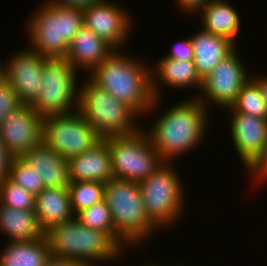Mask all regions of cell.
<instances>
[{
	"label": "cell",
	"mask_w": 267,
	"mask_h": 266,
	"mask_svg": "<svg viewBox=\"0 0 267 266\" xmlns=\"http://www.w3.org/2000/svg\"><path fill=\"white\" fill-rule=\"evenodd\" d=\"M177 5L183 9L185 13L195 14L199 13L198 10L205 6L210 0H176Z\"/></svg>",
	"instance_id": "34"
},
{
	"label": "cell",
	"mask_w": 267,
	"mask_h": 266,
	"mask_svg": "<svg viewBox=\"0 0 267 266\" xmlns=\"http://www.w3.org/2000/svg\"><path fill=\"white\" fill-rule=\"evenodd\" d=\"M88 79L78 88L77 110L102 138L133 134L141 128L135 123L139 115L131 107Z\"/></svg>",
	"instance_id": "6"
},
{
	"label": "cell",
	"mask_w": 267,
	"mask_h": 266,
	"mask_svg": "<svg viewBox=\"0 0 267 266\" xmlns=\"http://www.w3.org/2000/svg\"><path fill=\"white\" fill-rule=\"evenodd\" d=\"M0 254V266H45L51 257L45 237L35 241H7Z\"/></svg>",
	"instance_id": "24"
},
{
	"label": "cell",
	"mask_w": 267,
	"mask_h": 266,
	"mask_svg": "<svg viewBox=\"0 0 267 266\" xmlns=\"http://www.w3.org/2000/svg\"><path fill=\"white\" fill-rule=\"evenodd\" d=\"M43 118L31 105H23L0 124V139L13 157H22L41 143Z\"/></svg>",
	"instance_id": "13"
},
{
	"label": "cell",
	"mask_w": 267,
	"mask_h": 266,
	"mask_svg": "<svg viewBox=\"0 0 267 266\" xmlns=\"http://www.w3.org/2000/svg\"><path fill=\"white\" fill-rule=\"evenodd\" d=\"M231 108L237 113L267 119V102L258 83L252 78L242 86Z\"/></svg>",
	"instance_id": "25"
},
{
	"label": "cell",
	"mask_w": 267,
	"mask_h": 266,
	"mask_svg": "<svg viewBox=\"0 0 267 266\" xmlns=\"http://www.w3.org/2000/svg\"><path fill=\"white\" fill-rule=\"evenodd\" d=\"M23 104L17 93L7 81L0 83V124L13 111L18 110Z\"/></svg>",
	"instance_id": "30"
},
{
	"label": "cell",
	"mask_w": 267,
	"mask_h": 266,
	"mask_svg": "<svg viewBox=\"0 0 267 266\" xmlns=\"http://www.w3.org/2000/svg\"><path fill=\"white\" fill-rule=\"evenodd\" d=\"M44 237L51 256L77 260L87 266H96V261H115L124 252L106 232L89 228L75 217L48 228Z\"/></svg>",
	"instance_id": "3"
},
{
	"label": "cell",
	"mask_w": 267,
	"mask_h": 266,
	"mask_svg": "<svg viewBox=\"0 0 267 266\" xmlns=\"http://www.w3.org/2000/svg\"><path fill=\"white\" fill-rule=\"evenodd\" d=\"M0 230L12 241H35L44 237L34 211L0 204Z\"/></svg>",
	"instance_id": "23"
},
{
	"label": "cell",
	"mask_w": 267,
	"mask_h": 266,
	"mask_svg": "<svg viewBox=\"0 0 267 266\" xmlns=\"http://www.w3.org/2000/svg\"><path fill=\"white\" fill-rule=\"evenodd\" d=\"M232 113L230 130L233 146L247 168L262 151L267 142V119L235 112Z\"/></svg>",
	"instance_id": "15"
},
{
	"label": "cell",
	"mask_w": 267,
	"mask_h": 266,
	"mask_svg": "<svg viewBox=\"0 0 267 266\" xmlns=\"http://www.w3.org/2000/svg\"><path fill=\"white\" fill-rule=\"evenodd\" d=\"M35 195L8 178L0 181V204L17 210L34 211Z\"/></svg>",
	"instance_id": "29"
},
{
	"label": "cell",
	"mask_w": 267,
	"mask_h": 266,
	"mask_svg": "<svg viewBox=\"0 0 267 266\" xmlns=\"http://www.w3.org/2000/svg\"><path fill=\"white\" fill-rule=\"evenodd\" d=\"M250 176H253L252 180L258 181L259 183L267 179V142L264 144L262 151L254 159V161L246 168ZM260 181V182H259Z\"/></svg>",
	"instance_id": "31"
},
{
	"label": "cell",
	"mask_w": 267,
	"mask_h": 266,
	"mask_svg": "<svg viewBox=\"0 0 267 266\" xmlns=\"http://www.w3.org/2000/svg\"><path fill=\"white\" fill-rule=\"evenodd\" d=\"M68 190L71 208L75 215L79 211L103 201L105 197L104 182H70Z\"/></svg>",
	"instance_id": "26"
},
{
	"label": "cell",
	"mask_w": 267,
	"mask_h": 266,
	"mask_svg": "<svg viewBox=\"0 0 267 266\" xmlns=\"http://www.w3.org/2000/svg\"><path fill=\"white\" fill-rule=\"evenodd\" d=\"M170 107L159 118H155L152 126L146 128L154 149L161 160L168 163H172L180 154H188L195 146L198 147L205 138L210 122V108H206L197 97Z\"/></svg>",
	"instance_id": "1"
},
{
	"label": "cell",
	"mask_w": 267,
	"mask_h": 266,
	"mask_svg": "<svg viewBox=\"0 0 267 266\" xmlns=\"http://www.w3.org/2000/svg\"><path fill=\"white\" fill-rule=\"evenodd\" d=\"M41 177L45 188H68L69 162L42 142L21 157Z\"/></svg>",
	"instance_id": "18"
},
{
	"label": "cell",
	"mask_w": 267,
	"mask_h": 266,
	"mask_svg": "<svg viewBox=\"0 0 267 266\" xmlns=\"http://www.w3.org/2000/svg\"><path fill=\"white\" fill-rule=\"evenodd\" d=\"M13 158L0 139V181L8 178L9 168Z\"/></svg>",
	"instance_id": "33"
},
{
	"label": "cell",
	"mask_w": 267,
	"mask_h": 266,
	"mask_svg": "<svg viewBox=\"0 0 267 266\" xmlns=\"http://www.w3.org/2000/svg\"><path fill=\"white\" fill-rule=\"evenodd\" d=\"M132 57L115 49L89 73V78L143 117L151 111L153 113L156 107L159 108L157 103H160V99H155L153 95L151 68L144 61Z\"/></svg>",
	"instance_id": "2"
},
{
	"label": "cell",
	"mask_w": 267,
	"mask_h": 266,
	"mask_svg": "<svg viewBox=\"0 0 267 266\" xmlns=\"http://www.w3.org/2000/svg\"><path fill=\"white\" fill-rule=\"evenodd\" d=\"M190 38L196 72L201 80L236 49V44L228 38L204 31L202 28Z\"/></svg>",
	"instance_id": "19"
},
{
	"label": "cell",
	"mask_w": 267,
	"mask_h": 266,
	"mask_svg": "<svg viewBox=\"0 0 267 266\" xmlns=\"http://www.w3.org/2000/svg\"><path fill=\"white\" fill-rule=\"evenodd\" d=\"M266 75L262 76L260 75V77L256 76H251L259 85L260 89L262 90V94L267 102V76L265 77Z\"/></svg>",
	"instance_id": "37"
},
{
	"label": "cell",
	"mask_w": 267,
	"mask_h": 266,
	"mask_svg": "<svg viewBox=\"0 0 267 266\" xmlns=\"http://www.w3.org/2000/svg\"><path fill=\"white\" fill-rule=\"evenodd\" d=\"M204 31L228 38L236 43L240 30V14L226 0H210L199 10Z\"/></svg>",
	"instance_id": "22"
},
{
	"label": "cell",
	"mask_w": 267,
	"mask_h": 266,
	"mask_svg": "<svg viewBox=\"0 0 267 266\" xmlns=\"http://www.w3.org/2000/svg\"><path fill=\"white\" fill-rule=\"evenodd\" d=\"M237 50L235 49L224 58L202 80L201 94L196 97L206 108L209 105L211 107L212 104L220 107L221 110L231 107L237 100L242 86L251 78L247 75L246 66L241 60L242 57L237 55Z\"/></svg>",
	"instance_id": "11"
},
{
	"label": "cell",
	"mask_w": 267,
	"mask_h": 266,
	"mask_svg": "<svg viewBox=\"0 0 267 266\" xmlns=\"http://www.w3.org/2000/svg\"><path fill=\"white\" fill-rule=\"evenodd\" d=\"M115 49L83 25L69 45L65 59L77 71L92 73ZM80 68V69H79Z\"/></svg>",
	"instance_id": "17"
},
{
	"label": "cell",
	"mask_w": 267,
	"mask_h": 266,
	"mask_svg": "<svg viewBox=\"0 0 267 266\" xmlns=\"http://www.w3.org/2000/svg\"><path fill=\"white\" fill-rule=\"evenodd\" d=\"M49 3L59 4L62 6H71V7H79V8H85L91 5L92 3H95L98 0H46Z\"/></svg>",
	"instance_id": "36"
},
{
	"label": "cell",
	"mask_w": 267,
	"mask_h": 266,
	"mask_svg": "<svg viewBox=\"0 0 267 266\" xmlns=\"http://www.w3.org/2000/svg\"><path fill=\"white\" fill-rule=\"evenodd\" d=\"M8 179L34 195L45 188L41 177H39L35 169L21 157L13 158L9 168Z\"/></svg>",
	"instance_id": "28"
},
{
	"label": "cell",
	"mask_w": 267,
	"mask_h": 266,
	"mask_svg": "<svg viewBox=\"0 0 267 266\" xmlns=\"http://www.w3.org/2000/svg\"><path fill=\"white\" fill-rule=\"evenodd\" d=\"M3 65H4V62L0 63V83L4 81Z\"/></svg>",
	"instance_id": "38"
},
{
	"label": "cell",
	"mask_w": 267,
	"mask_h": 266,
	"mask_svg": "<svg viewBox=\"0 0 267 266\" xmlns=\"http://www.w3.org/2000/svg\"><path fill=\"white\" fill-rule=\"evenodd\" d=\"M29 19L30 47L46 58H65L70 43L84 25L82 8L48 1Z\"/></svg>",
	"instance_id": "4"
},
{
	"label": "cell",
	"mask_w": 267,
	"mask_h": 266,
	"mask_svg": "<svg viewBox=\"0 0 267 266\" xmlns=\"http://www.w3.org/2000/svg\"><path fill=\"white\" fill-rule=\"evenodd\" d=\"M105 201L115 227V242L124 250L140 245L158 227L148 218L137 182L113 178L105 183ZM125 246V247H124Z\"/></svg>",
	"instance_id": "5"
},
{
	"label": "cell",
	"mask_w": 267,
	"mask_h": 266,
	"mask_svg": "<svg viewBox=\"0 0 267 266\" xmlns=\"http://www.w3.org/2000/svg\"><path fill=\"white\" fill-rule=\"evenodd\" d=\"M102 139L79 111L43 118L41 142L66 160L93 148Z\"/></svg>",
	"instance_id": "10"
},
{
	"label": "cell",
	"mask_w": 267,
	"mask_h": 266,
	"mask_svg": "<svg viewBox=\"0 0 267 266\" xmlns=\"http://www.w3.org/2000/svg\"><path fill=\"white\" fill-rule=\"evenodd\" d=\"M82 11L86 27L114 49L121 50L124 47L123 44L129 38L128 35L130 36L131 26L133 27L129 12L108 0H98Z\"/></svg>",
	"instance_id": "12"
},
{
	"label": "cell",
	"mask_w": 267,
	"mask_h": 266,
	"mask_svg": "<svg viewBox=\"0 0 267 266\" xmlns=\"http://www.w3.org/2000/svg\"><path fill=\"white\" fill-rule=\"evenodd\" d=\"M103 139L111 153L114 178L139 183L164 163L143 127L133 134L111 135Z\"/></svg>",
	"instance_id": "8"
},
{
	"label": "cell",
	"mask_w": 267,
	"mask_h": 266,
	"mask_svg": "<svg viewBox=\"0 0 267 266\" xmlns=\"http://www.w3.org/2000/svg\"><path fill=\"white\" fill-rule=\"evenodd\" d=\"M163 57L171 58L180 61H194L193 46L191 38H186L180 42H177L172 50Z\"/></svg>",
	"instance_id": "32"
},
{
	"label": "cell",
	"mask_w": 267,
	"mask_h": 266,
	"mask_svg": "<svg viewBox=\"0 0 267 266\" xmlns=\"http://www.w3.org/2000/svg\"><path fill=\"white\" fill-rule=\"evenodd\" d=\"M142 266H161V265H155V264H152V265H151V264H147V265H146V263H145V264H143Z\"/></svg>",
	"instance_id": "39"
},
{
	"label": "cell",
	"mask_w": 267,
	"mask_h": 266,
	"mask_svg": "<svg viewBox=\"0 0 267 266\" xmlns=\"http://www.w3.org/2000/svg\"><path fill=\"white\" fill-rule=\"evenodd\" d=\"M69 162L70 182L97 181L107 183L114 178L108 143L102 139L93 148L72 157Z\"/></svg>",
	"instance_id": "16"
},
{
	"label": "cell",
	"mask_w": 267,
	"mask_h": 266,
	"mask_svg": "<svg viewBox=\"0 0 267 266\" xmlns=\"http://www.w3.org/2000/svg\"><path fill=\"white\" fill-rule=\"evenodd\" d=\"M155 68H151L152 91L155 99H160L159 86L163 84L175 89L202 88V80L198 76L194 61H180L162 57ZM162 85H158V81ZM160 90V91H159ZM160 93V94H159Z\"/></svg>",
	"instance_id": "20"
},
{
	"label": "cell",
	"mask_w": 267,
	"mask_h": 266,
	"mask_svg": "<svg viewBox=\"0 0 267 266\" xmlns=\"http://www.w3.org/2000/svg\"><path fill=\"white\" fill-rule=\"evenodd\" d=\"M173 166L164 162L147 179L138 183L145 212L158 228L165 229L177 223L185 209L183 181Z\"/></svg>",
	"instance_id": "7"
},
{
	"label": "cell",
	"mask_w": 267,
	"mask_h": 266,
	"mask_svg": "<svg viewBox=\"0 0 267 266\" xmlns=\"http://www.w3.org/2000/svg\"><path fill=\"white\" fill-rule=\"evenodd\" d=\"M45 266H87L83 262L51 256Z\"/></svg>",
	"instance_id": "35"
},
{
	"label": "cell",
	"mask_w": 267,
	"mask_h": 266,
	"mask_svg": "<svg viewBox=\"0 0 267 266\" xmlns=\"http://www.w3.org/2000/svg\"><path fill=\"white\" fill-rule=\"evenodd\" d=\"M34 212L44 232L73 219L75 214L71 208L68 188H44L35 195Z\"/></svg>",
	"instance_id": "21"
},
{
	"label": "cell",
	"mask_w": 267,
	"mask_h": 266,
	"mask_svg": "<svg viewBox=\"0 0 267 266\" xmlns=\"http://www.w3.org/2000/svg\"><path fill=\"white\" fill-rule=\"evenodd\" d=\"M45 59L30 47H24L3 66L4 80L15 90L23 105H32L39 95Z\"/></svg>",
	"instance_id": "14"
},
{
	"label": "cell",
	"mask_w": 267,
	"mask_h": 266,
	"mask_svg": "<svg viewBox=\"0 0 267 266\" xmlns=\"http://www.w3.org/2000/svg\"><path fill=\"white\" fill-rule=\"evenodd\" d=\"M75 218L89 228L106 232L115 241V227L105 199L79 211Z\"/></svg>",
	"instance_id": "27"
},
{
	"label": "cell",
	"mask_w": 267,
	"mask_h": 266,
	"mask_svg": "<svg viewBox=\"0 0 267 266\" xmlns=\"http://www.w3.org/2000/svg\"><path fill=\"white\" fill-rule=\"evenodd\" d=\"M76 77L77 71L65 58H46L39 95L31 107L43 117L78 111Z\"/></svg>",
	"instance_id": "9"
}]
</instances>
